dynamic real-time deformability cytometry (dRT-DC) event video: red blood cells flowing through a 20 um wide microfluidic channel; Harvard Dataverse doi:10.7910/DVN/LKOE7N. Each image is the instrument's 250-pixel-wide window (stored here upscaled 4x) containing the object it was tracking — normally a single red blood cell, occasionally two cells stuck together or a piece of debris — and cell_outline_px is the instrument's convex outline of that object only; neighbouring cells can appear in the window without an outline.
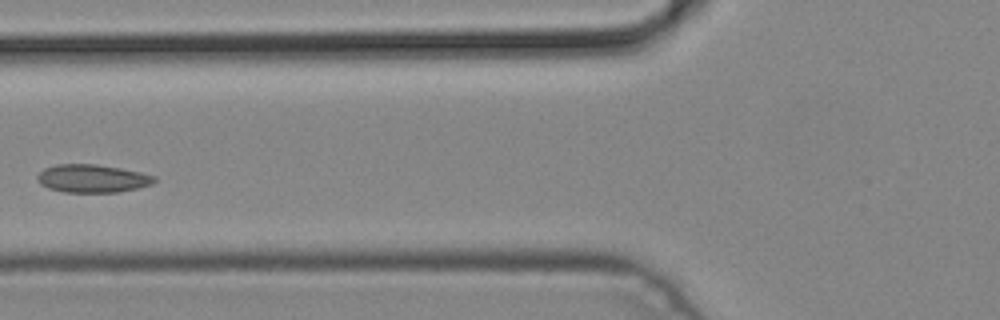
{"species": "common noctule bat (a hibernating species)", "species_latin": "Nyctalus noctula", "temperature_condition": "cold", "stored_images_in_passage": 4, "camera_frame_rate_fps": 3000, "um_per_image_px": 0.085, "animal": {"sex": "male", "body_mass_g": 19.2, "forearm_length_mm": 51.8}, "frame": {"image": 1, "passage_image": 4, "time_ms": 1.0, "image_size_px": [1000, 320], "cell_outline_px": [[156, 180], [152, 184], [136, 188], [116, 192], [64, 192], [48, 188], [40, 184], [36, 180], [36, 176], [44, 168], [56, 164], [96, 164], [120, 168], [140, 172], [156, 176]], "centroid_in_image_um": [7.81, 15.16], "position_along_channel_um": 118.0, "area_um2": 19.13}}